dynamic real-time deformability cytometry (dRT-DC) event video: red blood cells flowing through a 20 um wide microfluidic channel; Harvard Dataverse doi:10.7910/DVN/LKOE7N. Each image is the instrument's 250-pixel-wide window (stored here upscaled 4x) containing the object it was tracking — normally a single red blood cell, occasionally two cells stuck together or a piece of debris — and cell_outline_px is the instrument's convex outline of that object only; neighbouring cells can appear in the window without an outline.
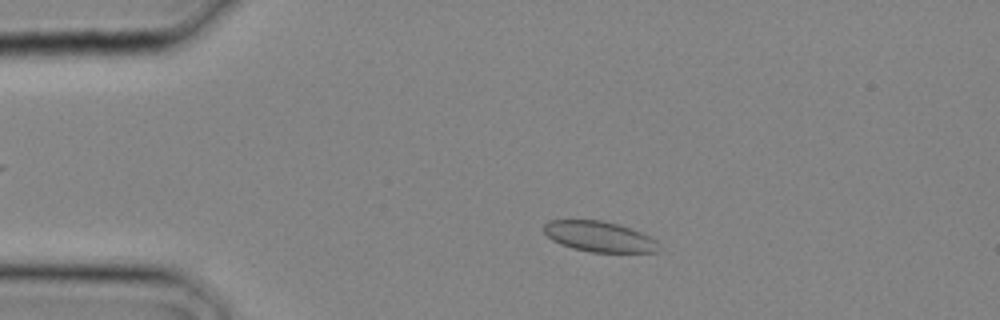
{"species": "common noctule bat (a hibernating species)", "species_latin": "Nyctalus noctula", "temperature_condition": "cold", "stored_images_in_passage": 14, "camera_frame_rate_fps": 3000, "um_per_image_px": 0.085, "animal": {"sex": "male", "body_mass_g": 20.4}, "frame": {"image": 1, "passage_image": 4, "time_ms": 1.0, "image_size_px": [1000, 320], "cell_outline_px": [[656, 252], [592, 252], [572, 248], [560, 244], [552, 240], [544, 232], [544, 224], [548, 220], [600, 220], [616, 224], [640, 232], [656, 240]], "centroid_in_image_um": [50.86, 20.1], "position_along_channel_um": 34.1, "area_um2": 20.06}}
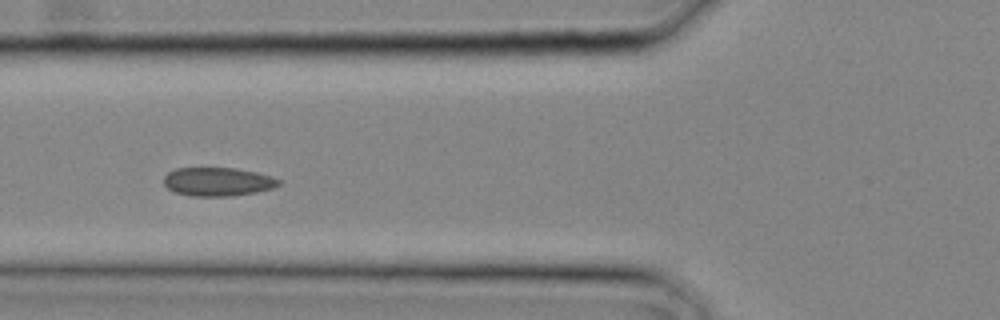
{"frame": {"image": 2, "passage_image": 9, "time_ms": 2.667, "image_size_px": [1000, 320], "cell_outline_px": [[280, 184], [272, 188], [256, 192], [228, 196], [188, 196], [176, 192], [168, 188], [164, 184], [164, 176], [168, 172], [176, 168], [236, 168], [256, 172], [272, 176], [280, 180]], "centroid_in_image_um": [18.5, 15.44], "position_along_channel_um": 107.3, "area_um2": 19.13}}
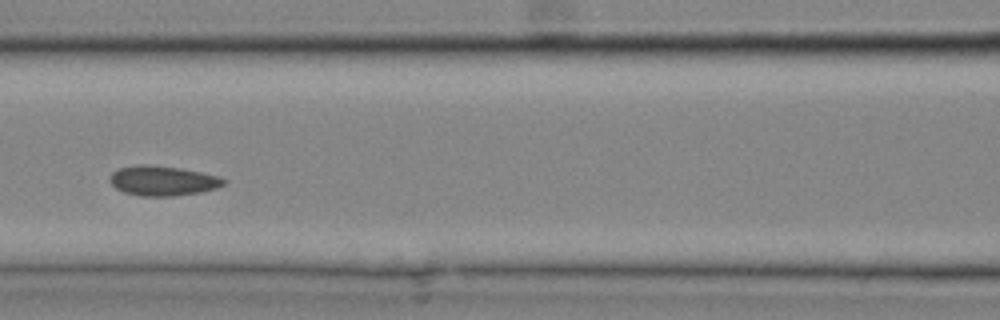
{"frame": {"image": 3, "passage_image": 11, "time_ms": 3.333, "image_size_px": [1000, 320], "cell_outline_px": [[228, 180], [224, 184], [216, 188], [200, 192], [172, 196], [140, 196], [124, 192], [116, 188], [112, 184], [112, 172], [120, 168], [136, 164], [148, 164], [180, 168], [220, 176]], "centroid_in_image_um": [13.87, 15.36], "position_along_channel_um": 152.7, "area_um2": 19.71}}